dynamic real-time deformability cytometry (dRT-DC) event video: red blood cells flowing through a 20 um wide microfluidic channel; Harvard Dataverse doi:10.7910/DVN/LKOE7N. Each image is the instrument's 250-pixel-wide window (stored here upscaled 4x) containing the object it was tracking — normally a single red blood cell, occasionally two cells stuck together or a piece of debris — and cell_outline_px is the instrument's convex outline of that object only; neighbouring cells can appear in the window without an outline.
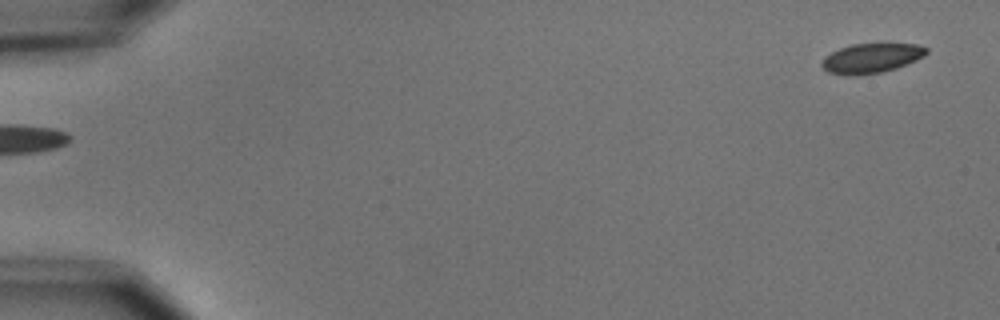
{"species": "common noctule bat (a hibernating species)", "species_latin": "Nyctalus noctula", "temperature_condition": "cold", "stored_images_in_passage": 6, "segment_of_instrument_passage": [2, 2], "camera_frame_rate_fps": 3000, "um_per_image_px": 0.085, "animal": {"sex": "male", "body_mass_g": 15.6}, "frame": {"image": 1, "passage_image": 6, "time_ms": 6.0, "image_size_px": [1000, 320], "cell_outline_px": [[928, 52], [924, 56], [916, 60], [896, 68], [880, 72], [852, 76], [848, 76], [828, 72], [820, 64], [824, 56], [840, 48], [852, 44], [916, 44], [928, 48]], "centroid_in_image_um": [74.04, 4.95], "position_along_channel_um": 11.0, "area_um2": 17.98}}